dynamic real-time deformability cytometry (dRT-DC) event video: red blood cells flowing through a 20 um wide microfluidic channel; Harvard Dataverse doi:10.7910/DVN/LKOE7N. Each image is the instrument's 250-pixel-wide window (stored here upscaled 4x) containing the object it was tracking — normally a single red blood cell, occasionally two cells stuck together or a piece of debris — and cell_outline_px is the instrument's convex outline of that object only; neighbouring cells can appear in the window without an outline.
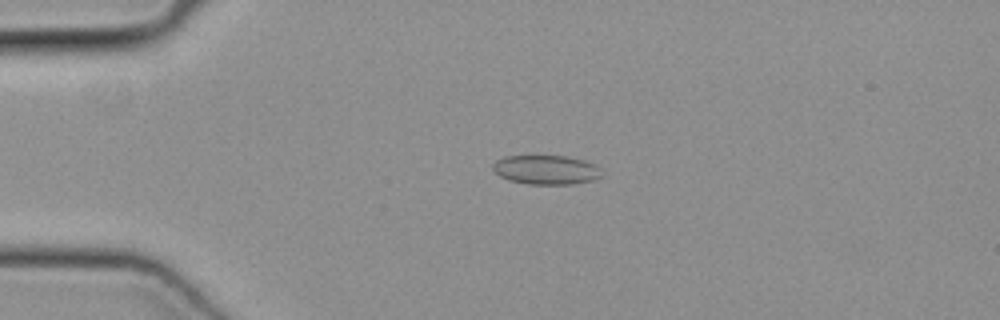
{"species": "common noctule bat (a hibernating species)", "species_latin": "Nyctalus noctula", "temperature_condition": "cold", "stored_images_in_passage": 49, "camera_frame_rate_fps": 3000, "um_per_image_px": 0.085, "animal": {"sex": "female", "body_mass_g": 19.3, "forearm_length_mm": 54.1}, "frame": {"image": 1, "passage_image": 11, "time_ms": 3.333, "image_size_px": [1000, 320], "cell_outline_px": [[604, 176], [592, 180], [572, 184], [528, 184], [508, 180], [500, 176], [492, 168], [492, 164], [496, 160], [504, 156], [564, 156], [584, 160], [596, 164], [600, 168]], "centroid_in_image_um": [46.44, 14.43], "position_along_channel_um": 38.6, "area_um2": 18.67}}
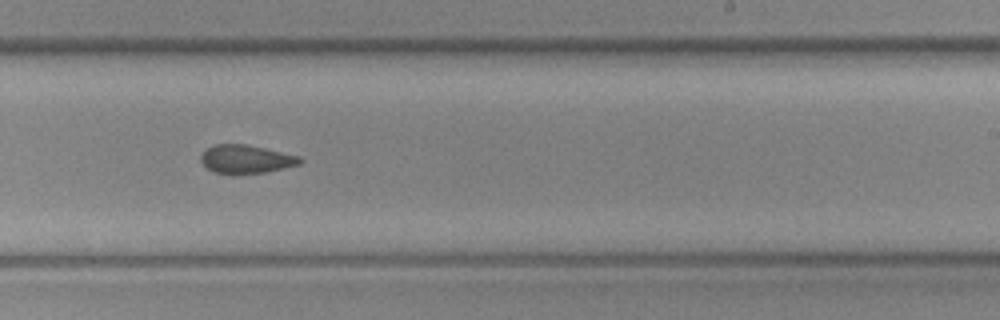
{"frame": {"image": 2, "passage_image": 30, "time_ms": 9.667, "image_size_px": [1000, 320], "cell_outline_px": [[304, 160], [300, 164], [268, 172], [236, 176], [232, 176], [212, 172], [200, 160], [200, 156], [208, 148], [216, 144], [244, 144], [264, 148], [300, 156]], "centroid_in_image_um": [20.92, 13.57], "position_along_channel_um": 268.1, "area_um2": 16.82}}
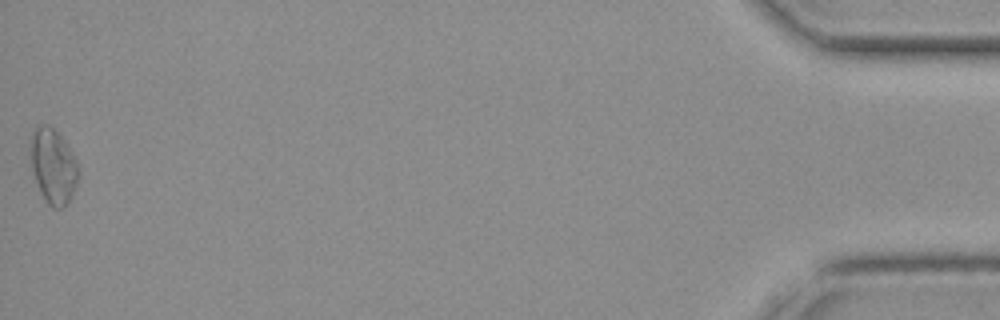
{"frame": {"image": 3, "passage_image": 49, "time_ms": 16.0, "image_size_px": [1000, 320], "cell_outline_px": [[80, 176], [72, 196], [68, 204], [60, 208], [52, 208], [44, 200], [40, 192], [32, 168], [28, 144], [32, 132], [40, 124], [48, 124], [60, 136], [76, 160], [80, 172]], "centroid_in_image_um": [4.51, 14.14], "position_along_channel_um": 430.7, "area_um2": 21.1}}